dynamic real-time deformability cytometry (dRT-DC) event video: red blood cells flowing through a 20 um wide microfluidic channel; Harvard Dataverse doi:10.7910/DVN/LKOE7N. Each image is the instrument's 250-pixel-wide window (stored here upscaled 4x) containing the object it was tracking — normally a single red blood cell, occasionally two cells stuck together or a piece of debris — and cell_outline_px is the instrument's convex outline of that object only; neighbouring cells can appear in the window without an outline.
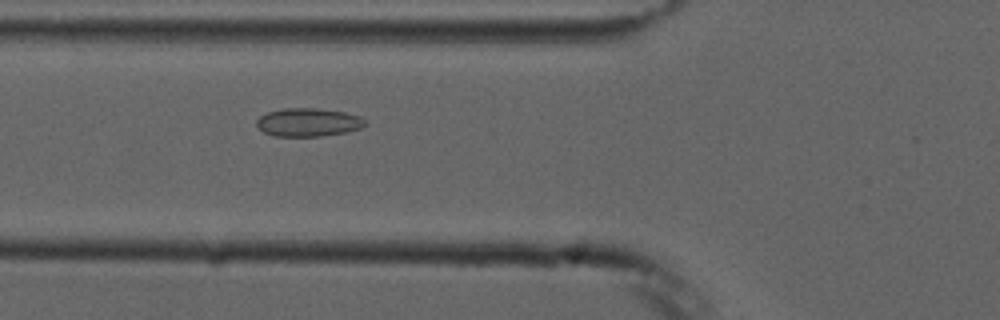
{"species": "common noctule bat (a hibernating species)", "species_latin": "Nyctalus noctula", "temperature_condition": "cold", "stored_images_in_passage": 2, "camera_frame_rate_fps": 3000, "um_per_image_px": 0.085, "animal": {"sex": "male", "forearm_length_mm": 52.5}, "frame": {"image": 1, "passage_image": 2, "time_ms": 1.0, "image_size_px": [1000, 320], "cell_outline_px": [[368, 124], [360, 128], [344, 132], [320, 136], [272, 136], [264, 132], [256, 124], [256, 120], [260, 116], [268, 112], [284, 108], [316, 108], [344, 112], [360, 116]], "centroid_in_image_um": [26.19, 10.39], "position_along_channel_um": 99.6, "area_um2": 17.8}}